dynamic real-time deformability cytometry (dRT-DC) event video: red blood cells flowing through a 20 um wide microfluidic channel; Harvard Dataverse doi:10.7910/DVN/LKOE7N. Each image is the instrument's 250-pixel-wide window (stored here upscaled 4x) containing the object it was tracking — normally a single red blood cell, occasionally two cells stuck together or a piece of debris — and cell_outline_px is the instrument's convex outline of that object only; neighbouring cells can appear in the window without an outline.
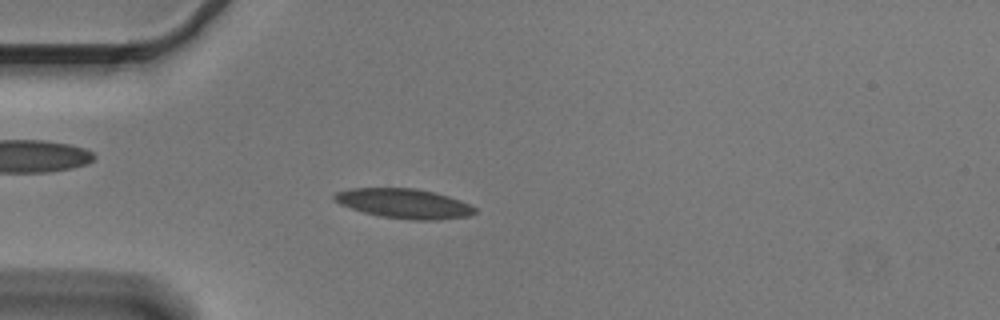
{"species": "Egyptian fruit bat (a non-hibernating species)", "species_latin": "Rousettus aegyptiacus", "temperature_condition": "cold", "stored_images_in_passage": 55, "camera_frame_rate_fps": 3000, "um_per_image_px": 0.085, "animal": {"sex": "male"}, "frame": {"image": 1, "passage_image": 15, "time_ms": 4.667, "image_size_px": [1000, 320], "cell_outline_px": [[476, 212], [468, 216], [432, 220], [412, 220], [380, 216], [364, 212], [340, 204], [332, 196], [336, 192], [348, 188], [416, 188], [436, 192], [460, 200], [476, 208]], "centroid_in_image_um": [34.34, 17.29], "position_along_channel_um": 50.7, "area_um2": 24.16}}
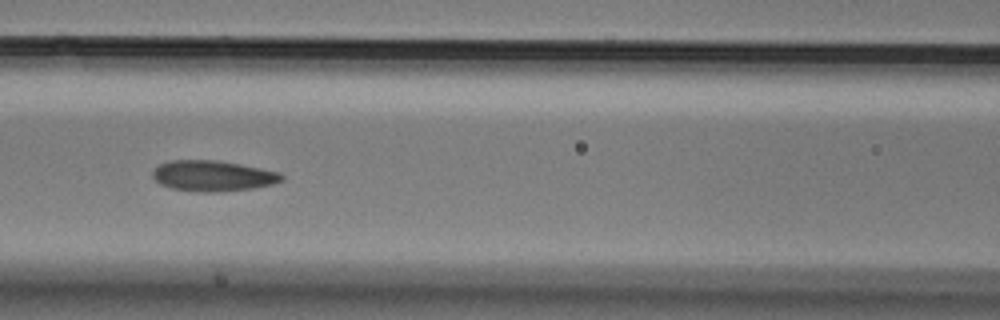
{"frame": {"image": 2, "passage_image": 24, "time_ms": 7.667, "image_size_px": [1000, 320], "cell_outline_px": [[284, 180], [272, 184], [252, 188], [216, 192], [196, 192], [172, 188], [160, 184], [152, 176], [152, 172], [160, 164], [168, 160], [216, 160], [240, 164], [280, 172], [284, 176]], "centroid_in_image_um": [18.09, 14.94], "position_along_channel_um": 148.5, "area_um2": 23.06}}
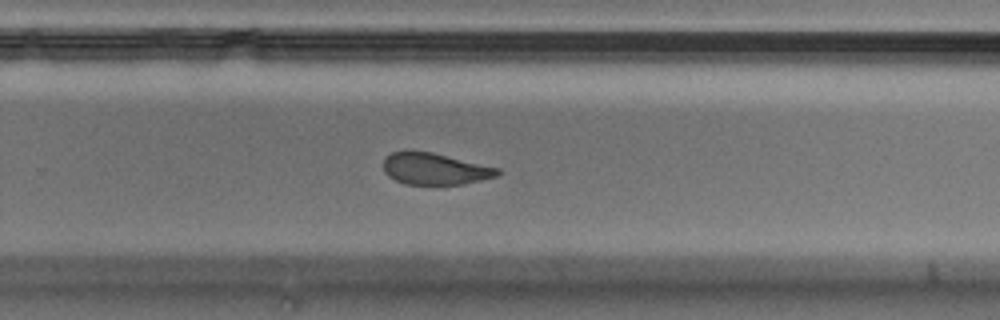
{"frame": {"image": 3, "passage_image": 36, "time_ms": 11.667, "image_size_px": [1000, 320], "cell_outline_px": [[500, 176], [464, 184], [404, 184], [388, 176], [384, 172], [384, 160], [392, 152], [408, 148], [432, 152], [500, 168]], "centroid_in_image_um": [36.96, 14.33], "position_along_channel_um": 292.8, "area_um2": 21.44}, "authors_computed_cell_mechanics": {"area_um2": 23.0044, "velocity_mm_per_s": 3.6246, "shape_relaxation_time_tau1_ms": 9.4936, "shape_relaxation_time_tau2_ms": 1.5421, "deformation_change_tau1": 0.2012, "deformation_change_tau2": 0.0675}}